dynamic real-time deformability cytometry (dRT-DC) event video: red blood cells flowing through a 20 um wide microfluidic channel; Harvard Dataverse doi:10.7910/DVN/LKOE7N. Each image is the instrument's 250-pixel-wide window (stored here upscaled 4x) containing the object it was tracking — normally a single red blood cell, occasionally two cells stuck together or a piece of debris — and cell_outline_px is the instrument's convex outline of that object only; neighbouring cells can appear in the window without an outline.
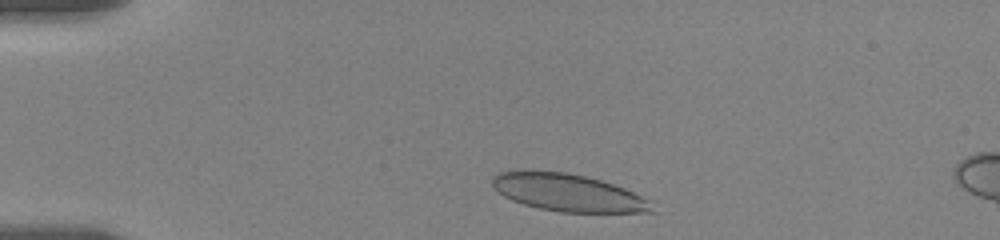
{"species": "human", "species_latin": "Homo sapiens", "temperature_condition": "room temperature", "stored_images_in_passage": 8, "camera_frame_rate_fps": 3000, "um_per_image_px": 0.085, "donor": {"sex": "female"}, "frame": {"image": 1, "passage_image": 3, "time_ms": 0.667, "image_size_px": [1000, 240], "cell_outline_px": [[660, 212], [560, 212], [540, 208], [524, 204], [512, 200], [504, 196], [492, 184], [492, 176], [496, 172], [568, 172], [600, 180], [624, 188], [652, 200]], "centroid_in_image_um": [48.4, 16.4], "position_along_channel_um": 36.6, "area_um2": 34.51}}